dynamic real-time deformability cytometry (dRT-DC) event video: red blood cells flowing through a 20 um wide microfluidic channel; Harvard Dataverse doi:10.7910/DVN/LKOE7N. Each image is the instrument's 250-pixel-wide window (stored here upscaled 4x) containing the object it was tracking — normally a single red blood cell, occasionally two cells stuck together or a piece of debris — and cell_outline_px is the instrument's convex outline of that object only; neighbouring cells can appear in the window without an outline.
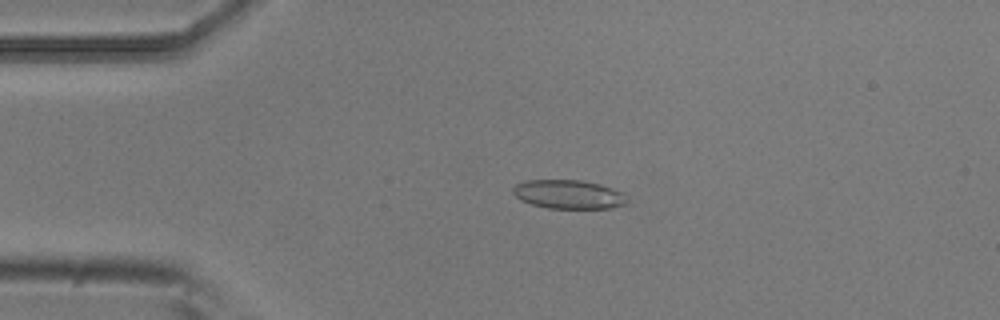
{"species": "common noctule bat (a hibernating species)", "species_latin": "Nyctalus noctula", "temperature_condition": "room temperature", "stored_images_in_passage": 3, "camera_frame_rate_fps": 3000, "um_per_image_px": 0.085, "animal": {"sex": "male", "body_mass_g": 20.5, "forearm_length_mm": 52.5}, "frame": {"image": 1, "passage_image": 2, "time_ms": 0.333, "image_size_px": [1000, 320], "cell_outline_px": [[628, 200], [624, 204], [612, 208], [548, 208], [532, 204], [520, 200], [512, 192], [512, 188], [516, 184], [528, 180], [580, 180], [600, 184], [612, 188], [620, 192]], "centroid_in_image_um": [48.3, 16.52], "position_along_channel_um": 36.7, "area_um2": 19.02}}